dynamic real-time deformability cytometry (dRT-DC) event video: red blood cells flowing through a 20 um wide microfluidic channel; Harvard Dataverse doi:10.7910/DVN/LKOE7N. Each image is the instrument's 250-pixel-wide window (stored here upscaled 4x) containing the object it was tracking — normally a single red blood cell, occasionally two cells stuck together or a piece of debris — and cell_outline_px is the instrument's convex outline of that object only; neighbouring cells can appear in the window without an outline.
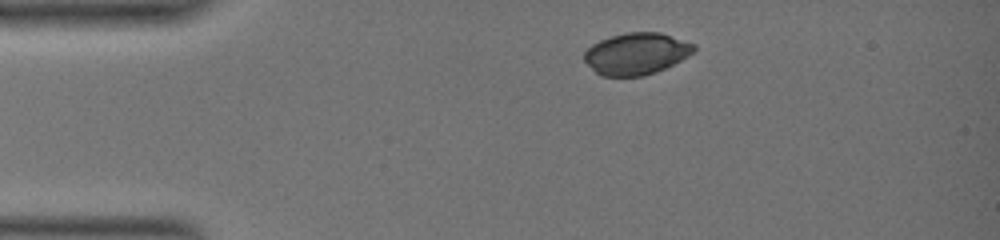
{"species": "common noctule bat (a hibernating species)", "species_latin": "Nyctalus noctula", "temperature_condition": "warm", "stored_images_in_passage": 44, "camera_frame_rate_fps": 3000, "um_per_image_px": 0.085, "animal": {"sex": "female", "body_mass_g": 19.0, "forearm_length_mm": 51.5}, "frame": {"image": 1, "passage_image": 1, "time_ms": 0.0, "image_size_px": [1000, 240], "cell_outline_px": [[696, 52], [656, 72], [644, 76], [600, 76], [584, 60], [584, 52], [592, 44], [600, 40], [612, 36], [628, 32], [660, 32], [696, 44]], "centroid_in_image_um": [54.11, 4.56], "position_along_channel_um": 30.9, "area_um2": 26.65}}
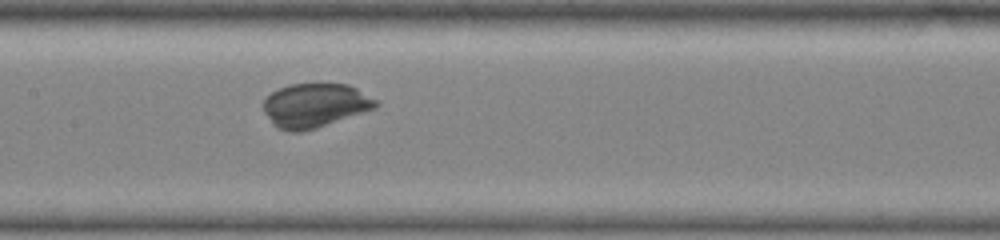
{"frame": {"image": 2, "passage_image": 20, "time_ms": 6.333, "image_size_px": [1000, 240], "cell_outline_px": [[380, 104], [376, 108], [316, 128], [300, 132], [288, 132], [276, 128], [264, 112], [264, 100], [272, 92], [288, 84], [348, 84], [356, 88], [376, 100]], "centroid_in_image_um": [26.76, 8.97], "position_along_channel_um": 180.6, "area_um2": 28.73}}
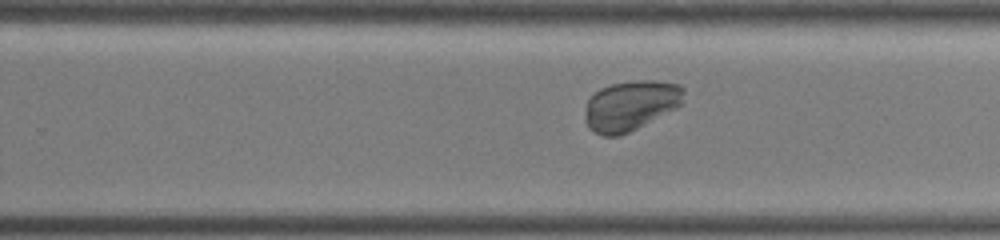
{"frame": {"image": 3, "passage_image": 29, "time_ms": 9.333, "image_size_px": [1000, 240], "cell_outline_px": [[684, 92], [680, 104], [676, 108], [620, 136], [604, 136], [592, 132], [588, 128], [584, 120], [584, 116], [588, 100], [600, 88], [612, 84], [636, 80], [656, 80], [680, 84], [684, 88]], "centroid_in_image_um": [53.58, 8.97], "position_along_channel_um": 276.2, "area_um2": 28.73}, "authors_computed_cell_mechanics": {"area_um2": 29.3046, "velocity_mm_per_s": 3.1959, "shape_relaxation_time_tau1_ms": 2.8031, "shape_relaxation_time_tau2_ms": null, "deformation_change_tau1": 0.1571, "deformation_change_tau2": null}}